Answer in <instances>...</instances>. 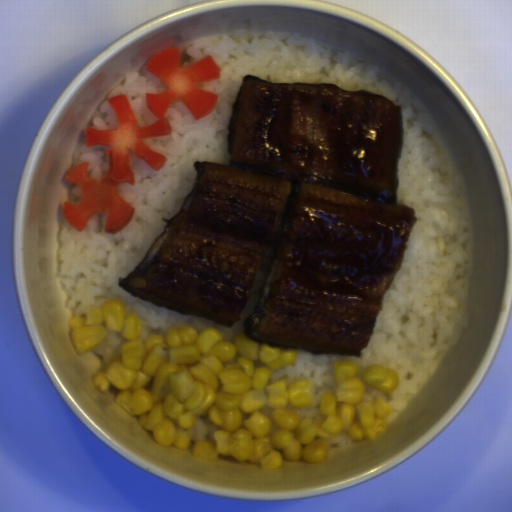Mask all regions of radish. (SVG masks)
Here are the masks:
<instances>
[{
    "instance_id": "radish-1",
    "label": "radish",
    "mask_w": 512,
    "mask_h": 512,
    "mask_svg": "<svg viewBox=\"0 0 512 512\" xmlns=\"http://www.w3.org/2000/svg\"><path fill=\"white\" fill-rule=\"evenodd\" d=\"M145 69L168 87L162 93L145 95L150 112L159 120L153 121L149 126L137 127V116L124 93L108 98L116 118V128L99 130L85 127L84 143L87 147L109 145L110 148L104 151L108 158V167L103 178H89V161L68 169L64 177V181L80 188V200L65 201L62 206L64 218L76 231L83 232L92 214L104 210H107L105 233L116 234L122 230L135 212V207L125 202L118 192L120 183L134 186L136 183L129 150L157 172L165 165L167 156L146 145L142 138L171 134L172 126L167 117H164L169 106L174 101L181 100L194 119L199 120L210 114L218 101L217 94L199 87L201 82L221 78L220 67L214 55H206L182 68L180 48L160 49L147 60Z\"/></svg>"
}]
</instances>
